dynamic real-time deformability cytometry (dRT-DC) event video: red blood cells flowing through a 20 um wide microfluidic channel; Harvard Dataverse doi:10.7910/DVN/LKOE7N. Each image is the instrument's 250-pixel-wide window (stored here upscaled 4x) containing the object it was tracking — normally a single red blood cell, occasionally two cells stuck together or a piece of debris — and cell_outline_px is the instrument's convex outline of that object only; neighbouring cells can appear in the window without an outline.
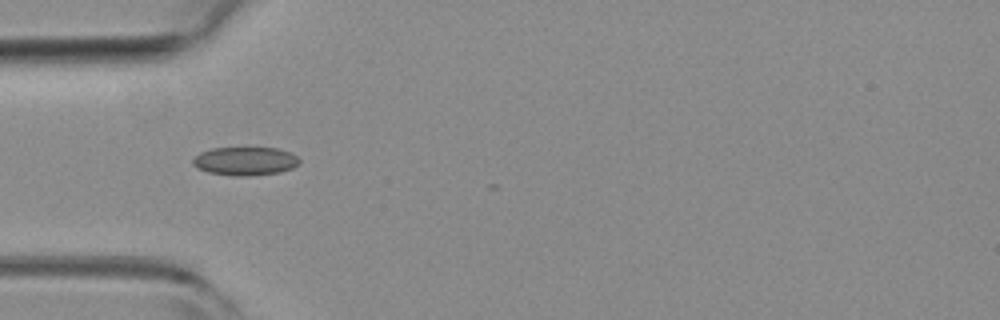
{"species": "common noctule bat (a hibernating species)", "species_latin": "Nyctalus noctula", "temperature_condition": "room temperature", "stored_images_in_passage": 7, "camera_frame_rate_fps": 3000, "um_per_image_px": 0.085, "animal": {"sex": "female", "body_mass_g": 19.3, "forearm_length_mm": 54.1}, "frame": {"image": 1, "passage_image": 3, "time_ms": 0.667, "image_size_px": [1000, 320], "cell_outline_px": [[300, 164], [292, 168], [280, 172], [248, 176], [232, 176], [208, 172], [196, 168], [192, 164], [192, 160], [200, 152], [212, 148], [276, 148], [292, 152], [300, 160]], "centroid_in_image_um": [20.84, 13.7], "position_along_channel_um": 64.2, "area_um2": 17.8}}
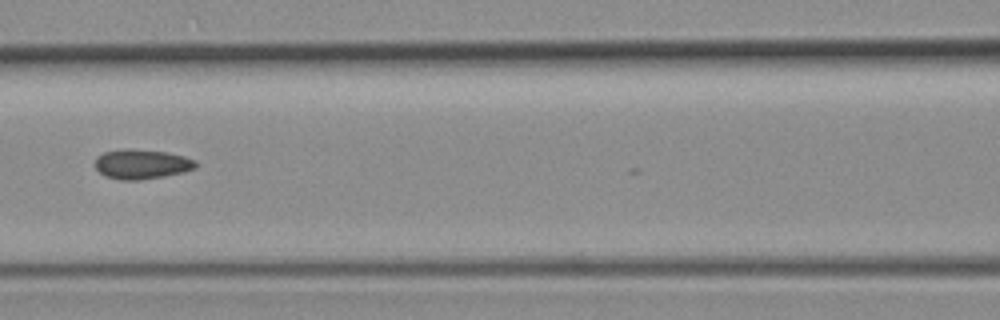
{"frame": {"image": 2, "passage_image": 5, "time_ms": 1.333, "image_size_px": [1000, 320], "cell_outline_px": [[196, 168], [184, 172], [164, 176], [140, 180], [120, 180], [104, 176], [96, 168], [96, 156], [104, 152], [124, 148], [132, 148], [164, 152], [184, 156], [196, 160]], "centroid_in_image_um": [12.03, 13.95], "position_along_channel_um": 154.6, "area_um2": 17.51}}
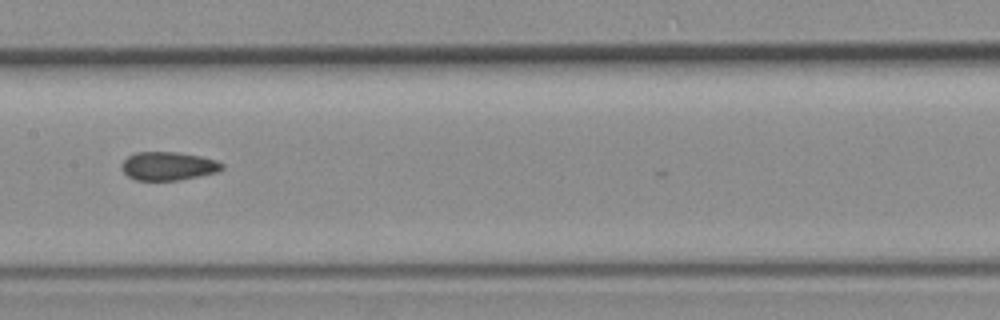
{"frame": {"image": 3, "passage_image": 6, "time_ms": 1.667, "image_size_px": [1000, 320], "cell_outline_px": [[224, 168], [216, 172], [180, 180], [136, 180], [128, 176], [120, 168], [120, 164], [128, 156], [136, 152], [176, 152], [200, 156], [216, 160], [224, 164]], "centroid_in_image_um": [14.28, 14.11], "position_along_channel_um": 193.1, "area_um2": 16.65}}